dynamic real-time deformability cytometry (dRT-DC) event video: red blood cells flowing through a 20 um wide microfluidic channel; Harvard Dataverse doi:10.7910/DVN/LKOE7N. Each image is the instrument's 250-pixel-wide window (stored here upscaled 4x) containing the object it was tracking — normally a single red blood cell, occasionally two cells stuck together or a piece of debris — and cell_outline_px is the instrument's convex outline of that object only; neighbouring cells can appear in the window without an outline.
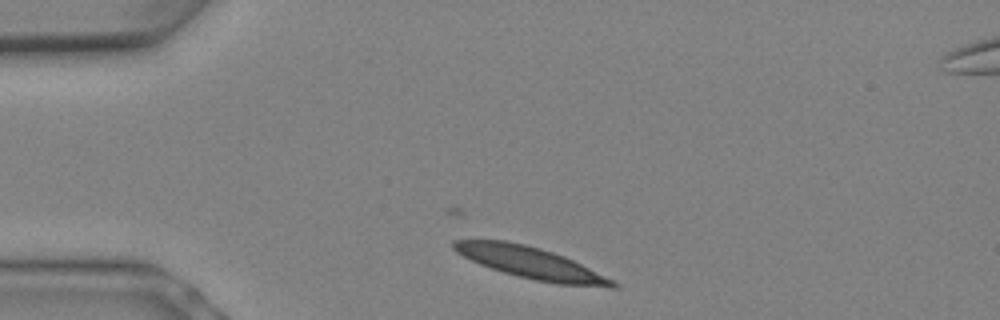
{"species": "Egyptian fruit bat (a non-hibernating species)", "species_latin": "Rousettus aegyptiacus", "temperature_condition": "warm", "stored_images_in_passage": 5, "camera_frame_rate_fps": 3000, "um_per_image_px": 0.085, "animal": {"sex": "female"}, "frame": {"image": 1, "passage_image": 2, "time_ms": 0.333, "image_size_px": [1000, 320], "cell_outline_px": [[620, 284], [616, 288], [608, 288], [556, 284], [536, 280], [504, 272], [480, 264], [456, 252], [452, 248], [452, 240], [504, 240], [524, 244], [540, 248], [564, 256]], "centroid_in_image_um": [45.12, 22.35], "position_along_channel_um": 39.9, "area_um2": 28.84}}
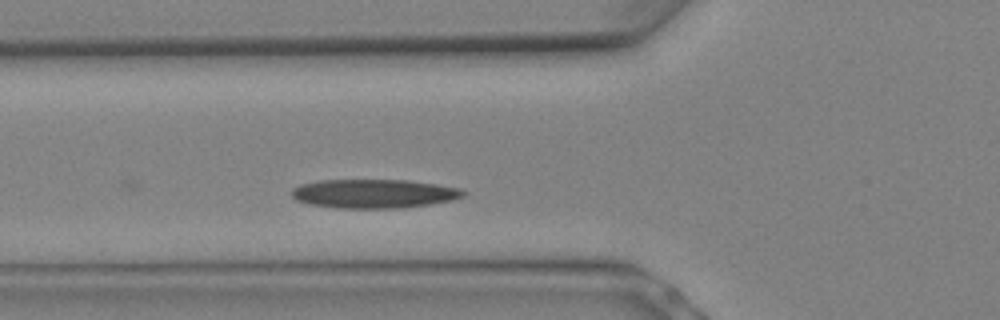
{"frame": {"image": 2, "passage_image": 5, "time_ms": 1.333, "image_size_px": [1000, 320], "cell_outline_px": [[468, 192], [464, 196], [452, 200], [404, 208], [336, 208], [312, 204], [296, 200], [292, 196], [292, 188], [300, 184], [320, 180], [408, 180], [436, 184], [460, 188]], "centroid_in_image_um": [31.8, 16.46], "position_along_channel_um": 94.0, "area_um2": 28.96}}